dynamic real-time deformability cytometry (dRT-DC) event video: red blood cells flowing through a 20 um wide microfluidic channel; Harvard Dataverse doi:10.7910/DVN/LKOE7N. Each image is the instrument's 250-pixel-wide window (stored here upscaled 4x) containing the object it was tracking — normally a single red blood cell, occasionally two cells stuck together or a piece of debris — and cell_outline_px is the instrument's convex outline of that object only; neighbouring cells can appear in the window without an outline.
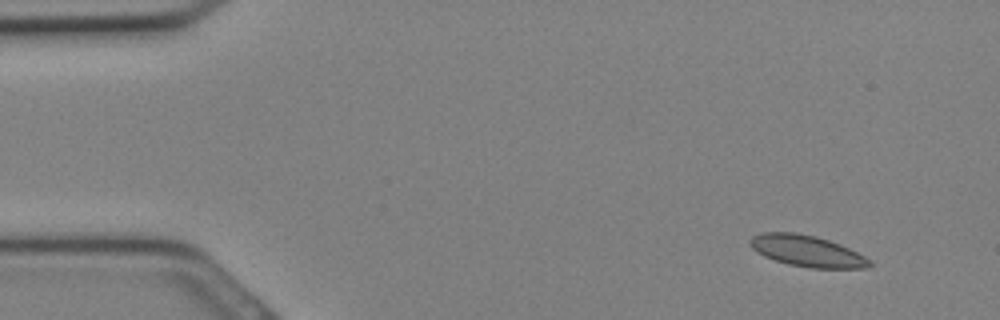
{"species": "Egyptian fruit bat (a non-hibernating species)", "species_latin": "Rousettus aegyptiacus", "temperature_condition": "cold", "stored_images_in_passage": 31, "camera_frame_rate_fps": 3000, "um_per_image_px": 0.085, "animal": {"sex": "female"}, "frame": {"image": 1, "passage_image": 3, "time_ms": 0.667, "image_size_px": [1000, 320], "cell_outline_px": [[872, 264], [868, 268], [812, 268], [788, 264], [764, 256], [756, 252], [752, 248], [748, 240], [752, 236], [760, 232], [796, 232], [816, 236], [840, 244], [864, 256]], "centroid_in_image_um": [68.55, 21.32], "position_along_channel_um": 16.5, "area_um2": 21.73}}
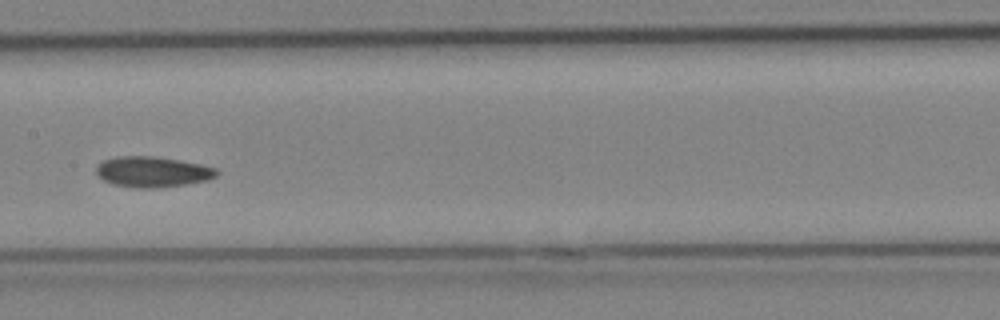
{"frame": {"image": 2, "passage_image": 16, "time_ms": 5.0, "image_size_px": [1000, 320], "cell_outline_px": [[220, 172], [216, 176], [208, 180], [160, 188], [136, 188], [112, 184], [104, 180], [96, 172], [96, 168], [104, 160], [116, 156], [156, 156], [180, 160], [200, 164], [216, 168]], "centroid_in_image_um": [12.99, 14.6], "position_along_channel_um": 194.4, "area_um2": 21.5}}
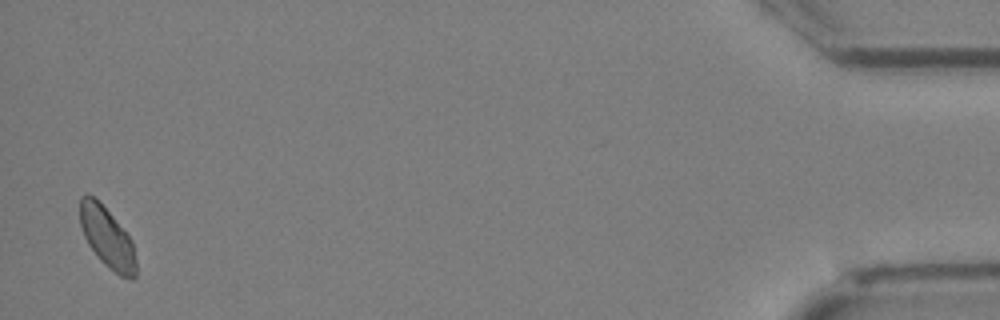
{"frame": {"image": 3, "passage_image": 31, "time_ms": 10.0, "image_size_px": [1000, 320], "cell_outline_px": [[136, 276], [132, 280], [120, 276], [104, 264], [100, 260], [88, 244], [84, 236], [80, 224], [80, 196], [88, 192], [112, 216], [132, 240], [136, 260]], "centroid_in_image_um": [9.11, 20.22], "position_along_channel_um": 426.1, "area_um2": 19.59}}